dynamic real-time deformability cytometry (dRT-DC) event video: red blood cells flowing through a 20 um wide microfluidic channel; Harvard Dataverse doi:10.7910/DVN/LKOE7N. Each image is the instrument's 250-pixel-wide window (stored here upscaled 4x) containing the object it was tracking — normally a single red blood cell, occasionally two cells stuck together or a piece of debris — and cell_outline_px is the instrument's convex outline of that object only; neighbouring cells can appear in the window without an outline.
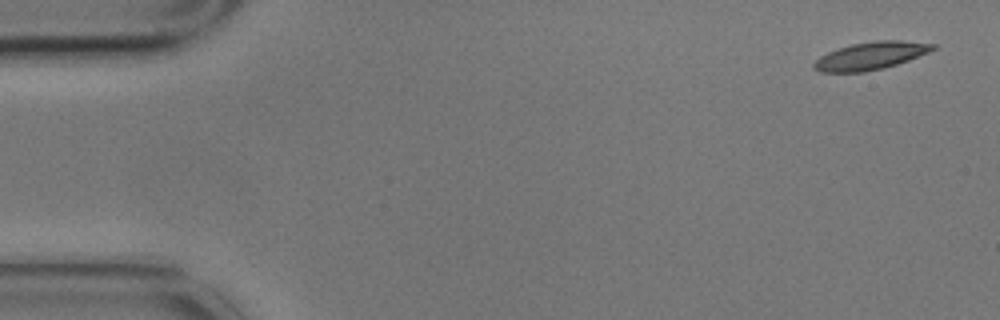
{"species": "common noctule bat (a hibernating species)", "species_latin": "Nyctalus noctula", "temperature_condition": "cold", "stored_images_in_passage": 6, "camera_frame_rate_fps": 3000, "um_per_image_px": 0.085, "animal": {"sex": "male", "body_mass_g": 17.9}, "frame": {"image": 1, "passage_image": 1, "time_ms": 0.0, "image_size_px": [1000, 320], "cell_outline_px": [[936, 48], [928, 52], [908, 60], [884, 68], [864, 72], [820, 72], [812, 68], [812, 64], [820, 56], [828, 52], [852, 44], [876, 40], [900, 40], [936, 44]], "centroid_in_image_um": [73.99, 4.74], "position_along_channel_um": 11.0, "area_um2": 19.07}}